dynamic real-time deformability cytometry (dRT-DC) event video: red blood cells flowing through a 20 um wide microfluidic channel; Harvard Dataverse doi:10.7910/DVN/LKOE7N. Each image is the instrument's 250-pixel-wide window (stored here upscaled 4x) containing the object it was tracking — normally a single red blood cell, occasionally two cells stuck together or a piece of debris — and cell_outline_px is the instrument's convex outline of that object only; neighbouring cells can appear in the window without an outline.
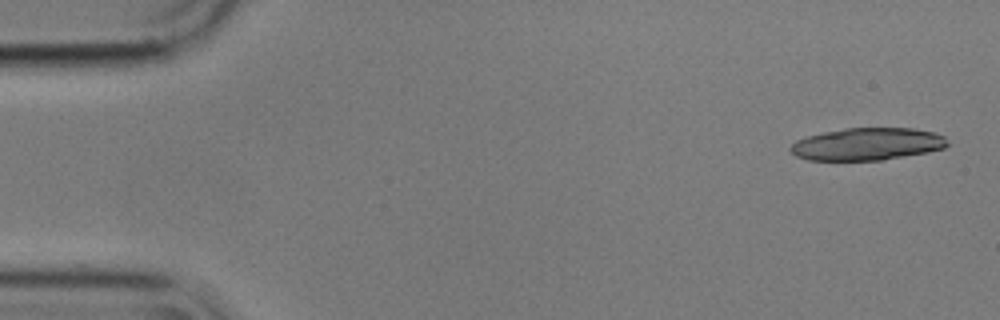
{"species": "common noctule bat (a hibernating species)", "species_latin": "Nyctalus noctula", "temperature_condition": "cold", "stored_images_in_passage": 17, "camera_frame_rate_fps": 3000, "um_per_image_px": 0.085, "animal": {"sex": "male", "body_mass_g": 17.9}, "frame": {"image": 1, "passage_image": 1, "time_ms": 0.0, "image_size_px": [1000, 320], "cell_outline_px": [[948, 144], [944, 148], [928, 152], [884, 160], [808, 160], [796, 156], [788, 148], [796, 140], [808, 136], [824, 132], [844, 128], [912, 128], [936, 132], [944, 136]], "centroid_in_image_um": [73.73, 12.24], "position_along_channel_um": 11.3, "area_um2": 29.71}}